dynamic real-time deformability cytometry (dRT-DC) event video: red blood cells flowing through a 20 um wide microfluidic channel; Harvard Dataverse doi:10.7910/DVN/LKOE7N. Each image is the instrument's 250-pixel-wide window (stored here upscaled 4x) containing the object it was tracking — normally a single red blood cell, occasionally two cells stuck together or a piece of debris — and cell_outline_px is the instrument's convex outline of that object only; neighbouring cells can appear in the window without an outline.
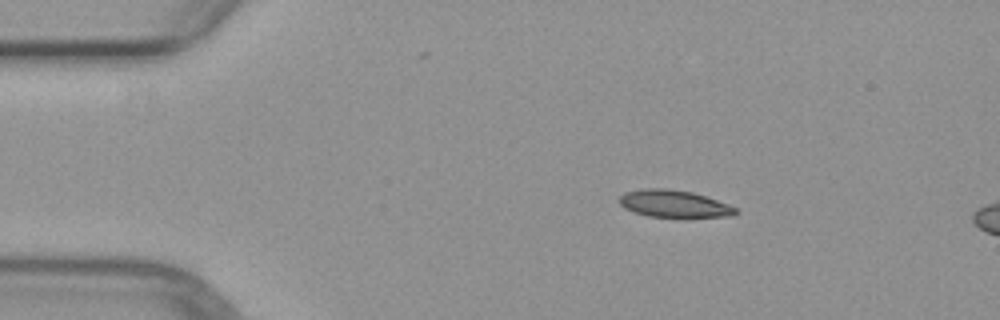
{"species": "common noctule bat (a hibernating species)", "species_latin": "Nyctalus noctula", "temperature_condition": "warm", "stored_images_in_passage": 5, "camera_frame_rate_fps": 3000, "um_per_image_px": 0.085, "animal": {"sex": "female", "body_mass_g": 29.2, "forearm_length_mm": 56.3}, "frame": {"image": 1, "passage_image": 3, "time_ms": 2.333, "image_size_px": [1000, 320], "cell_outline_px": [[740, 212], [732, 216], [648, 216], [632, 212], [624, 208], [620, 204], [620, 196], [624, 192], [644, 188], [664, 188], [692, 192], [728, 204], [736, 208]], "centroid_in_image_um": [57.25, 17.3], "position_along_channel_um": 27.7, "area_um2": 18.15}}